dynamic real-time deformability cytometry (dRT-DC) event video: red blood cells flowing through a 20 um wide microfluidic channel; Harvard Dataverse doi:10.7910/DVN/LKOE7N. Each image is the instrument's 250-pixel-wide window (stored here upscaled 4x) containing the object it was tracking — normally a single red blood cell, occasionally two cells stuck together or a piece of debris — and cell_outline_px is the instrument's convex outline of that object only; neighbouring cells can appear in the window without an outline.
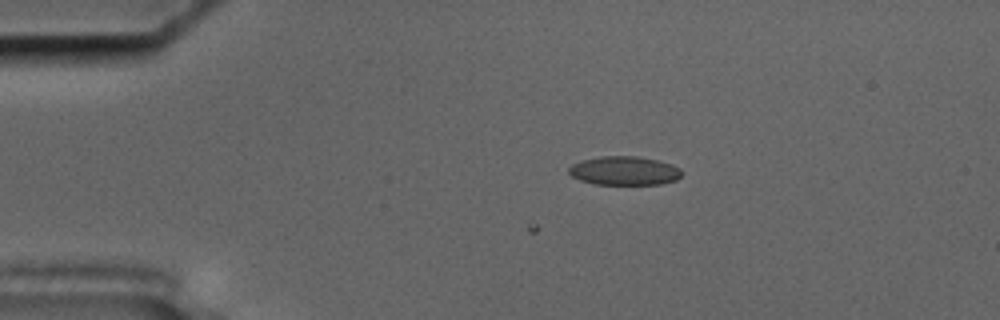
{"species": "common noctule bat (a hibernating species)", "species_latin": "Nyctalus noctula", "temperature_condition": "cold", "stored_images_in_passage": 6, "camera_frame_rate_fps": 3000, "um_per_image_px": 0.085, "animal": {"sex": "male", "body_mass_g": 17.5, "forearm_length_mm": 52.3}, "frame": {"image": 1, "passage_image": 6, "time_ms": 1.667, "image_size_px": [1000, 320], "cell_outline_px": [[680, 176], [676, 180], [660, 184], [596, 184], [580, 180], [572, 176], [568, 172], [568, 168], [572, 164], [580, 160], [600, 156], [636, 156], [656, 160], [672, 164], [680, 168]], "centroid_in_image_um": [53.03, 14.51], "position_along_channel_um": 32.0, "area_um2": 18.9}}